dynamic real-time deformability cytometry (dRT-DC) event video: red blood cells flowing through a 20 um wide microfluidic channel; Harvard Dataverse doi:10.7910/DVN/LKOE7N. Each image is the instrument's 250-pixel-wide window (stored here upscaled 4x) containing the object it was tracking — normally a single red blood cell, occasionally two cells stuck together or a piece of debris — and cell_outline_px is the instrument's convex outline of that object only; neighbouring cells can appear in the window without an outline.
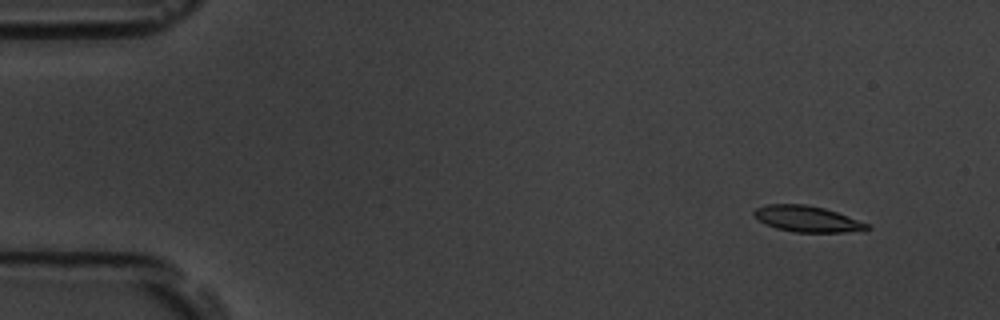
{"species": "common noctule bat (a hibernating species)", "species_latin": "Nyctalus noctula", "temperature_condition": "room temperature", "stored_images_in_passage": 53, "camera_frame_rate_fps": 3000, "um_per_image_px": 0.085, "animal": {"sex": "male", "body_mass_g": 19.5, "forearm_length_mm": 54.6}, "frame": {"image": 1, "passage_image": 1, "time_ms": 0.0, "image_size_px": [1000, 320], "cell_outline_px": [[872, 228], [864, 232], [796, 232], [776, 228], [764, 224], [752, 212], [756, 208], [768, 204], [804, 204], [824, 208], [836, 212], [868, 224]], "centroid_in_image_um": [68.65, 18.62], "position_along_channel_um": 16.4, "area_um2": 17.11}}
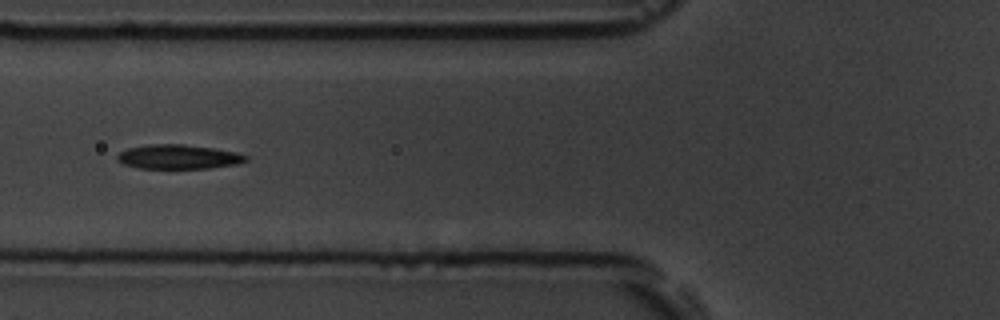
{"frame": {"image": 2, "passage_image": 18, "time_ms": 5.667, "image_size_px": [1000, 320], "cell_outline_px": [[248, 160], [236, 164], [208, 168], [140, 168], [124, 164], [116, 160], [116, 156], [120, 152], [128, 148], [148, 144], [184, 144], [212, 148], [236, 152], [248, 156]], "centroid_in_image_um": [15.15, 13.32], "position_along_channel_um": 110.7, "area_um2": 18.15}}
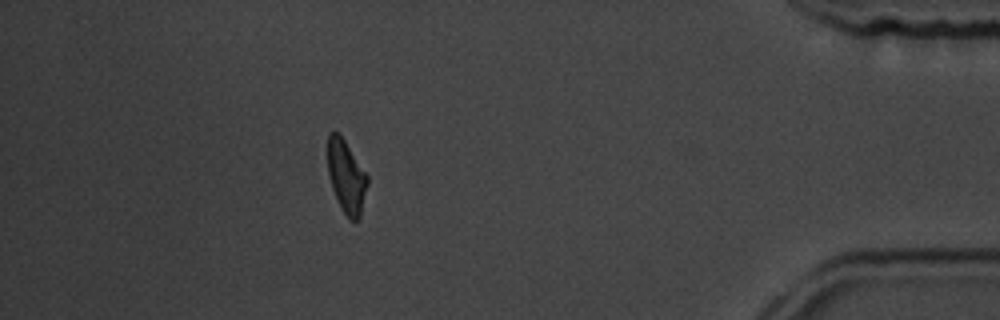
{"frame": {"image": 3, "passage_image": 47, "time_ms": 15.333, "image_size_px": [1000, 320], "cell_outline_px": [[368, 184], [360, 216], [356, 220], [348, 220], [332, 188], [328, 172], [328, 132], [340, 132], [368, 176]], "centroid_in_image_um": [29.44, 14.97], "position_along_channel_um": 405.8, "area_um2": 16.76}, "authors_computed_cell_mechanics": {"area_um2": 17.8602, "velocity_mm_per_s": 3.5576, "shape_relaxation_time_tau1_ms": 3.3231, "shape_relaxation_time_tau2_ms": 2.9421, "deformation_change_tau1": 0.1681, "deformation_change_tau2": 0.1032}}